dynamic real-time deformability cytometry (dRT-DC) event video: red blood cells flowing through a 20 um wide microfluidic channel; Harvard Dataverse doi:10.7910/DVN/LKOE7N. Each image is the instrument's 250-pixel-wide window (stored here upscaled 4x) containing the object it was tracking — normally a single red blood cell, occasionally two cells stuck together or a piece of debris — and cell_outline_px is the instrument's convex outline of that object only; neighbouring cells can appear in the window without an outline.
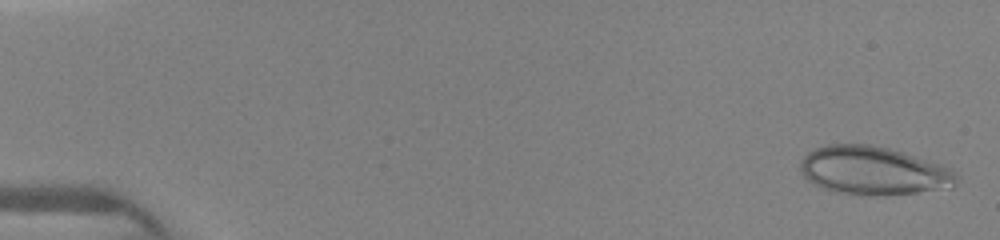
{"species": "human", "species_latin": "Homo sapiens", "temperature_condition": "warm", "stored_images_in_passage": 11, "camera_frame_rate_fps": 3000, "um_per_image_px": 0.085, "donor": {"sex": "female"}, "frame": {"image": 1, "passage_image": 1, "time_ms": 0.0, "image_size_px": [1000, 240], "cell_outline_px": [[960, 180], [952, 188], [884, 196], [860, 196], [836, 192], [824, 188], [808, 180], [804, 176], [800, 168], [800, 160], [808, 152], [816, 148], [828, 144], [868, 144], [888, 148], [952, 168], [960, 176]], "centroid_in_image_um": [74.28, 14.53], "position_along_channel_um": 10.7, "area_um2": 44.39}}